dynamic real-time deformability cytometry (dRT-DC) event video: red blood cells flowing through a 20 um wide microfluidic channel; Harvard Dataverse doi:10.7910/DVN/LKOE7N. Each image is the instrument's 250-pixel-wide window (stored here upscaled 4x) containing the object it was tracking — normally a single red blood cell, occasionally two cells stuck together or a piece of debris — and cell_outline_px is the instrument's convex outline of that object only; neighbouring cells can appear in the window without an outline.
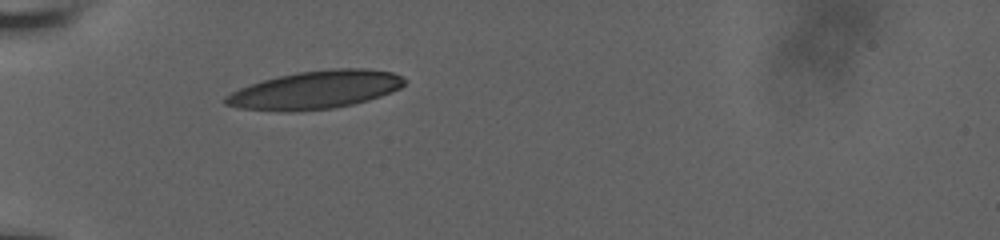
{"species": "human", "species_latin": "Homo sapiens", "temperature_condition": "room temperature", "stored_images_in_passage": 5, "camera_frame_rate_fps": 3000, "um_per_image_px": 0.085, "donor": {"sex": "male"}, "frame": {"image": 1, "passage_image": 1, "time_ms": 0.0, "image_size_px": [1000, 240], "cell_outline_px": [[408, 80], [400, 88], [380, 96], [368, 100], [352, 104], [332, 108], [292, 112], [280, 112], [240, 108], [224, 104], [224, 96], [240, 88], [276, 76], [296, 72], [332, 68], [364, 68], [392, 72]], "centroid_in_image_um": [26.79, 7.64], "position_along_channel_um": 58.2, "area_um2": 39.77}}
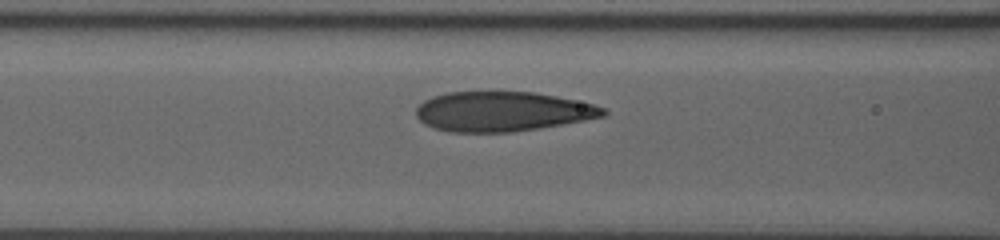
{"frame": {"image": 2, "passage_image": 3, "time_ms": 0.667, "image_size_px": [1000, 240], "cell_outline_px": [[608, 112], [604, 116], [584, 120], [540, 128], [508, 132], [452, 132], [436, 128], [424, 124], [416, 116], [416, 108], [424, 100], [432, 96], [448, 92], [536, 92], [556, 96], [592, 104], [604, 108]], "centroid_in_image_um": [42.68, 9.47], "position_along_channel_um": 123.9, "area_um2": 43.12}}